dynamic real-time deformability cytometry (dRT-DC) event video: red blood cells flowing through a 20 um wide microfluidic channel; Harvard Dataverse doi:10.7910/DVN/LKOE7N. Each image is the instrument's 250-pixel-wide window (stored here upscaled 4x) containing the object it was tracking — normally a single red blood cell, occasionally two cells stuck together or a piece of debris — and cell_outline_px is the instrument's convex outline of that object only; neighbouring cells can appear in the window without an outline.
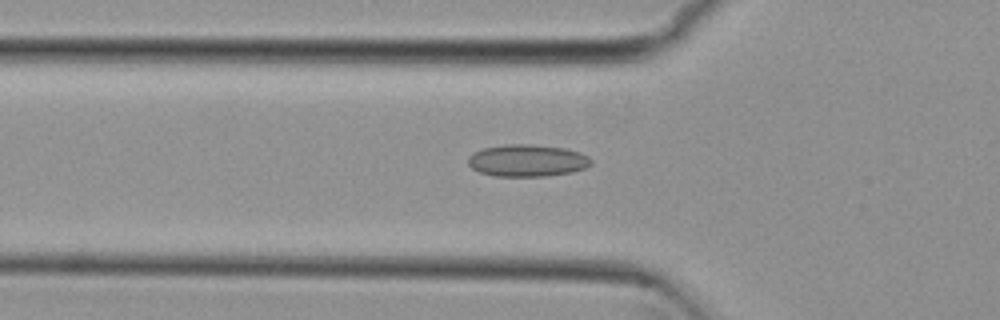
{"species": "common noctule bat (a hibernating species)", "species_latin": "Nyctalus noctula", "temperature_condition": "cold", "stored_images_in_passage": 53, "camera_frame_rate_fps": 3000, "um_per_image_px": 0.085, "animal": {"sex": "female", "body_mass_g": 29.2, "forearm_length_mm": 56.3}, "frame": {"image": 1, "passage_image": 19, "time_ms": 6.0, "image_size_px": [1000, 320], "cell_outline_px": [[592, 164], [584, 168], [572, 172], [548, 176], [496, 176], [480, 172], [472, 168], [468, 164], [468, 156], [472, 152], [484, 148], [508, 144], [532, 144], [564, 148], [580, 152], [588, 156], [592, 160]], "centroid_in_image_um": [44.82, 13.64], "position_along_channel_um": 81.0, "area_um2": 23.06}}
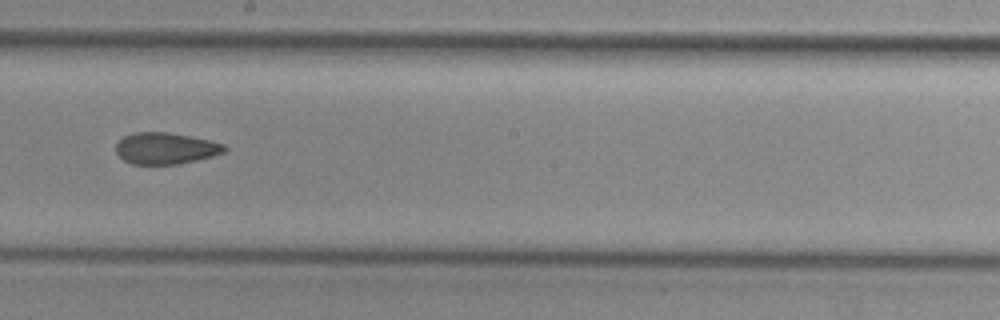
{"frame": {"image": 2, "passage_image": 31, "time_ms": 10.0, "image_size_px": [1000, 320], "cell_outline_px": [[228, 148], [224, 152], [212, 156], [196, 160], [176, 164], [132, 164], [124, 160], [116, 152], [116, 144], [124, 136], [132, 132], [168, 132], [208, 140], [224, 144]], "centroid_in_image_um": [14.06, 12.6], "position_along_channel_um": 234.1, "area_um2": 19.77}}
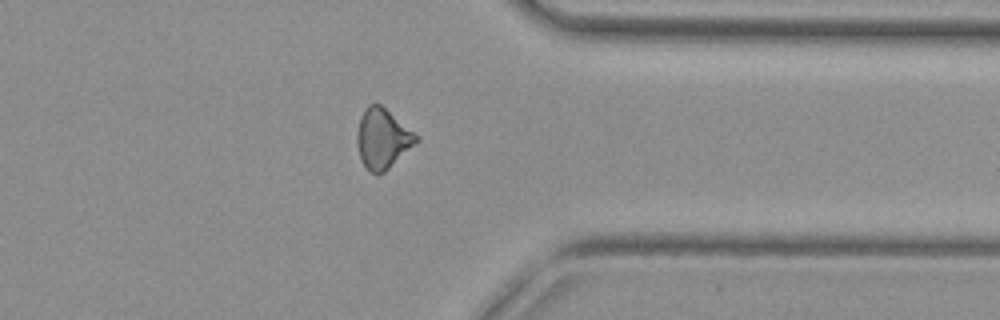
{"frame": {"image": 3, "passage_image": 43, "time_ms": 14.0, "image_size_px": [1000, 320], "cell_outline_px": [[420, 140], [416, 144], [384, 172], [368, 172], [360, 160], [356, 144], [356, 136], [360, 116], [364, 108], [368, 104], [380, 104], [412, 132]], "centroid_in_image_um": [32.46, 11.8], "position_along_channel_um": 378.9, "area_um2": 20.4}}